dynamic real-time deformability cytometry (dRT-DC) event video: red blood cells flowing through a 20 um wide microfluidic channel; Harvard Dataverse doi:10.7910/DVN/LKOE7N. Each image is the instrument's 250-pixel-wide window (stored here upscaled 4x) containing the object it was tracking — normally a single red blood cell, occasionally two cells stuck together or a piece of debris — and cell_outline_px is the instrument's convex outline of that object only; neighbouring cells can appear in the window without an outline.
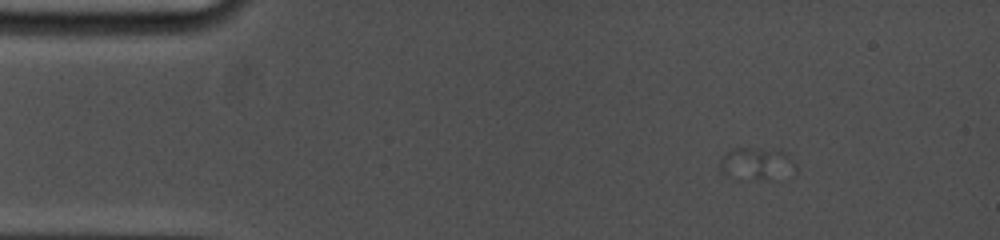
{"species": "common noctule bat (a hibernating species)", "species_latin": "Nyctalus noctula", "temperature_condition": "cold", "stored_images_in_passage": 4, "camera_frame_rate_fps": 5000, "um_per_image_px": 0.085, "animal": {"sex": "female", "body_mass_g": 19.0, "forearm_length_mm": 53.3}, "frame": {"image": 1, "passage_image": 1, "time_ms": 0.0, "image_size_px": [1000, 240], "cell_outline_px": [[788, 156], [764, 176], [752, 180], [740, 180], [724, 176], [720, 168], [720, 160], [732, 148], [780, 148], [788, 152]], "centroid_in_image_um": [63.83, 13.8], "position_along_channel_um": 21.2, "area_um2": 12.02}}